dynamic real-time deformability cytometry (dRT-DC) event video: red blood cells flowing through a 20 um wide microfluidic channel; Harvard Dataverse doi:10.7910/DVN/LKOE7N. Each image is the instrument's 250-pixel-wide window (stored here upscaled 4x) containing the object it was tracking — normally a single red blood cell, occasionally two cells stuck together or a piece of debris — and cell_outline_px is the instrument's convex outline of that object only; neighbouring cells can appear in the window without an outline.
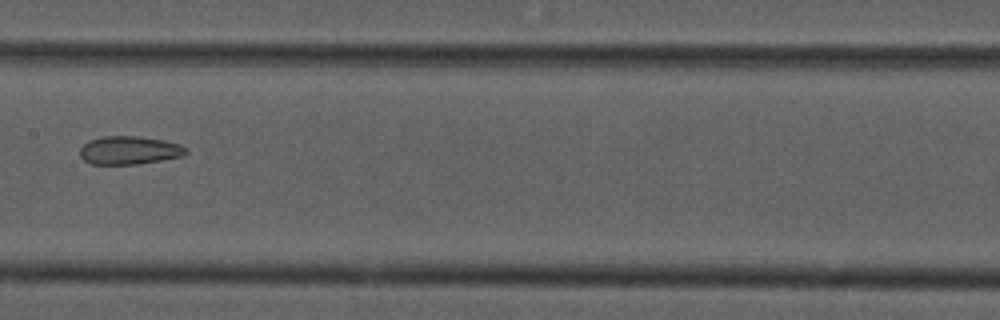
{"species": "common noctule bat (a hibernating species)", "species_latin": "Nyctalus noctula", "temperature_condition": "cold", "stored_images_in_passage": 7, "camera_frame_rate_fps": 3000, "um_per_image_px": 0.085, "animal": {"sex": "male", "forearm_length_mm": 52.5}, "frame": {"image": 1, "passage_image": 7, "time_ms": 2.0, "image_size_px": [1000, 320], "cell_outline_px": [[188, 152], [184, 156], [136, 164], [92, 164], [84, 160], [80, 156], [80, 148], [88, 140], [104, 136], [140, 136], [164, 140], [180, 144], [188, 148]], "centroid_in_image_um": [11.01, 12.76], "position_along_channel_um": 196.4, "area_um2": 17.57}}